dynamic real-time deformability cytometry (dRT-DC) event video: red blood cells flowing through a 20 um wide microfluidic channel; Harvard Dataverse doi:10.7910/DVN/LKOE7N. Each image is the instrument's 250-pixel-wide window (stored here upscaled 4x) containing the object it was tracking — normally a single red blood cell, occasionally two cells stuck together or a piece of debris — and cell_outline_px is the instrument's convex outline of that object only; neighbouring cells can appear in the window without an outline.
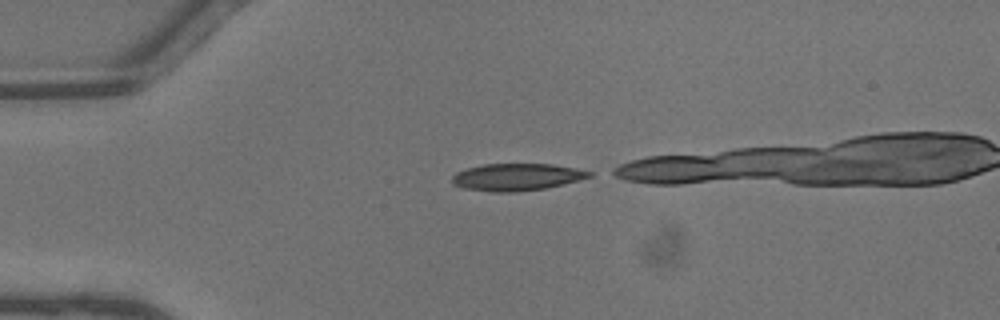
{"species": "common noctule bat (a hibernating species)", "species_latin": "Nyctalus noctula", "temperature_condition": "warm", "stored_images_in_passage": 35, "camera_frame_rate_fps": 3000, "um_per_image_px": 0.085, "animal": {"sex": "male", "body_mass_g": 13.3}, "frame": {"image": 1, "passage_image": 1, "time_ms": 0.0, "image_size_px": [1000, 320], "cell_outline_px": [[592, 176], [580, 180], [564, 184], [544, 188], [516, 192], [492, 192], [460, 188], [452, 184], [452, 176], [456, 172], [468, 168], [484, 164], [552, 164], [592, 172]], "centroid_in_image_um": [43.87, 15.06], "position_along_channel_um": 41.1, "area_um2": 21.68}}
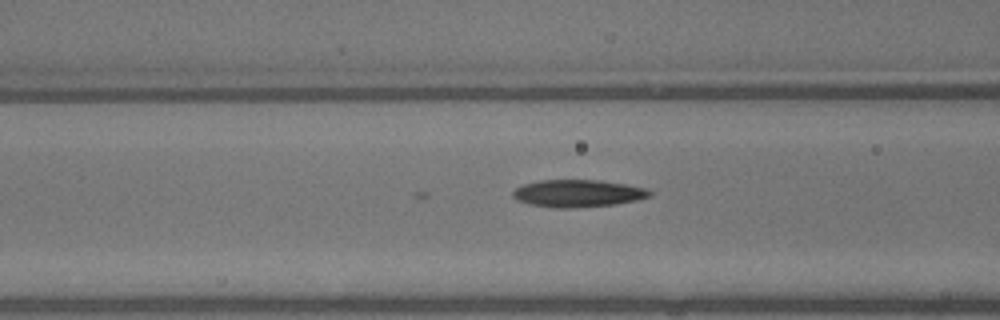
{"frame": {"image": 2, "passage_image": 8, "time_ms": 2.333, "image_size_px": [1000, 320], "cell_outline_px": [[652, 196], [636, 200], [616, 204], [576, 208], [556, 208], [532, 204], [516, 200], [512, 196], [512, 192], [516, 188], [524, 184], [540, 180], [600, 180], [624, 184], [644, 188], [652, 192]], "centroid_in_image_um": [49.11, 16.44], "position_along_channel_um": 117.5, "area_um2": 21.73}}
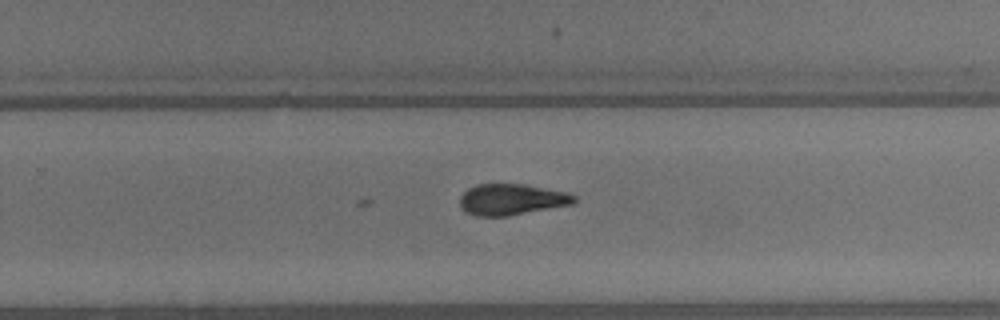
{"frame": {"image": 3, "passage_image": 19, "time_ms": 6.0, "image_size_px": [1000, 320], "cell_outline_px": [[576, 200], [572, 204], [508, 216], [476, 216], [464, 212], [460, 204], [460, 196], [468, 188], [476, 184], [524, 184], [568, 192], [576, 196]], "centroid_in_image_um": [43.47, 16.95], "position_along_channel_um": 286.3, "area_um2": 20.81}}